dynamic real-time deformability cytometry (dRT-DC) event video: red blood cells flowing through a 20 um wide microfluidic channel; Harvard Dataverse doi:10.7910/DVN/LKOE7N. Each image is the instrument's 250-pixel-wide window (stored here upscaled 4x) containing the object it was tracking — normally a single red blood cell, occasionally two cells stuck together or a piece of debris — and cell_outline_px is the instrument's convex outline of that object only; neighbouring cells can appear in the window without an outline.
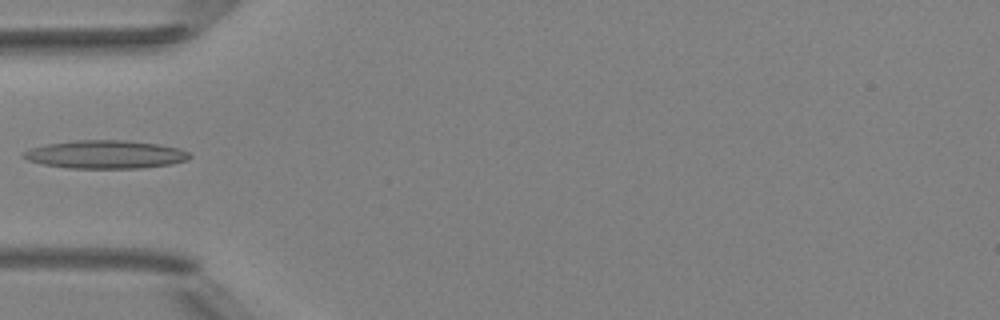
{"species": "Egyptian fruit bat (a non-hibernating species)", "species_latin": "Rousettus aegyptiacus", "temperature_condition": "room temperature", "stored_images_in_passage": 6, "camera_frame_rate_fps": 3000, "um_per_image_px": 0.085, "animal": {"sex": "female"}, "frame": {"image": 1, "passage_image": 4, "time_ms": 4.667, "image_size_px": [1000, 320], "cell_outline_px": [[192, 156], [188, 160], [172, 164], [140, 168], [68, 168], [44, 164], [28, 160], [20, 156], [28, 148], [44, 144], [76, 140], [124, 140], [160, 144], [180, 148], [188, 152]], "centroid_in_image_um": [8.97, 13.12], "position_along_channel_um": 76.0, "area_um2": 27.51}}
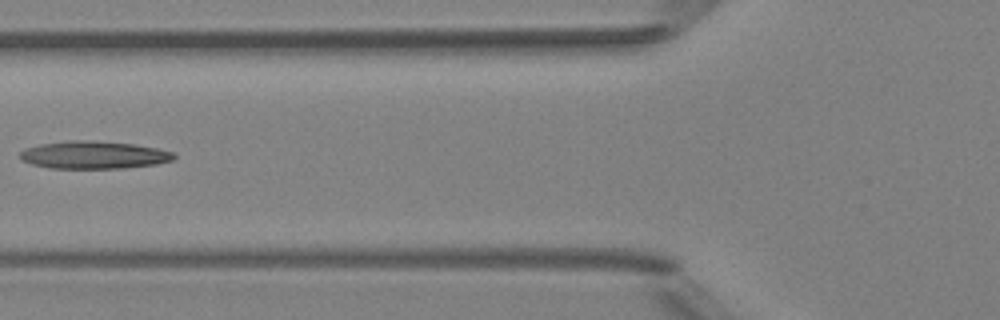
{"frame": {"image": 2, "passage_image": 5, "time_ms": 5.667, "image_size_px": [1000, 320], "cell_outline_px": [[176, 156], [172, 160], [156, 164], [124, 168], [48, 168], [32, 164], [20, 160], [20, 152], [24, 148], [40, 144], [68, 140], [88, 140], [136, 144], [176, 152]], "centroid_in_image_um": [7.96, 13.16], "position_along_channel_um": 117.8, "area_um2": 24.97}}
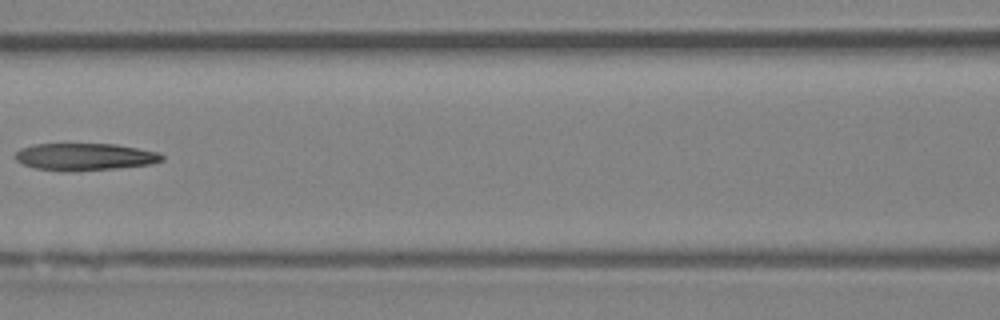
{"frame": {"image": 3, "passage_image": 6, "time_ms": 6.667, "image_size_px": [1000, 320], "cell_outline_px": [[164, 160], [152, 164], [116, 168], [68, 172], [32, 168], [16, 160], [16, 152], [20, 148], [32, 144], [116, 144], [160, 152], [164, 156]], "centroid_in_image_um": [7.22, 13.33], "position_along_channel_um": 159.4, "area_um2": 23.47}}